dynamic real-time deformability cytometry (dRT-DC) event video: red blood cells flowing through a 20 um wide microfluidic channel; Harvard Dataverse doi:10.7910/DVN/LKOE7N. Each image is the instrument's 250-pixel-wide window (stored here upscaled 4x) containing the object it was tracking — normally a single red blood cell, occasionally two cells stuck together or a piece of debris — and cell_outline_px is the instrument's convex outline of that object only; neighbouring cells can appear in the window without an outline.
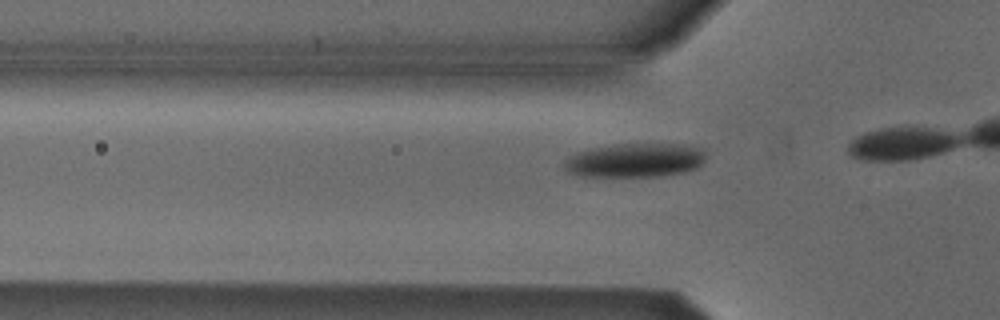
{"species": "Egyptian fruit bat (a non-hibernating species)", "species_latin": "Rousettus aegyptiacus", "temperature_condition": "cold", "stored_images_in_passage": 12, "camera_frame_rate_fps": 3000, "um_per_image_px": 0.085, "animal": {"sex": "male"}, "frame": {"image": 1, "passage_image": 9, "time_ms": 2.667, "image_size_px": [1000, 320], "cell_outline_px": [[704, 160], [696, 168], [684, 172], [664, 176], [576, 176], [568, 172], [564, 168], [564, 160], [568, 156], [576, 152], [616, 144], [688, 144], [704, 148]], "centroid_in_image_um": [53.98, 13.62], "position_along_channel_um": 71.8, "area_um2": 28.21}}